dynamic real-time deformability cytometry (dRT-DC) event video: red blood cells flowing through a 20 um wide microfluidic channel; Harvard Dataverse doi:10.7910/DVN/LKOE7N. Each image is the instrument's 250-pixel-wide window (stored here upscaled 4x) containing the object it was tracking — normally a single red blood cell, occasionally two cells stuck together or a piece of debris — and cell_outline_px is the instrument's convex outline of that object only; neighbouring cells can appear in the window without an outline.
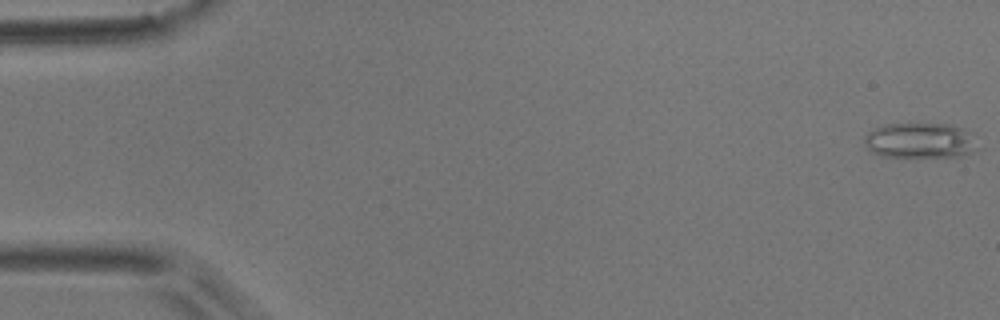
{"species": "common noctule bat (a hibernating species)", "species_latin": "Nyctalus noctula", "temperature_condition": "room temperature", "stored_images_in_passage": 54, "camera_frame_rate_fps": 3000, "um_per_image_px": 0.085, "animal": {"sex": "male", "body_mass_g": 17.9}, "frame": {"image": 1, "passage_image": 1, "time_ms": 0.0, "image_size_px": [1000, 320], "cell_outline_px": [[972, 152], [964, 156], [880, 156], [872, 152], [868, 148], [864, 140], [864, 136], [868, 132], [884, 124], [952, 124], [960, 128]], "centroid_in_image_um": [77.98, 11.94], "position_along_channel_um": 7.0, "area_um2": 21.96}}
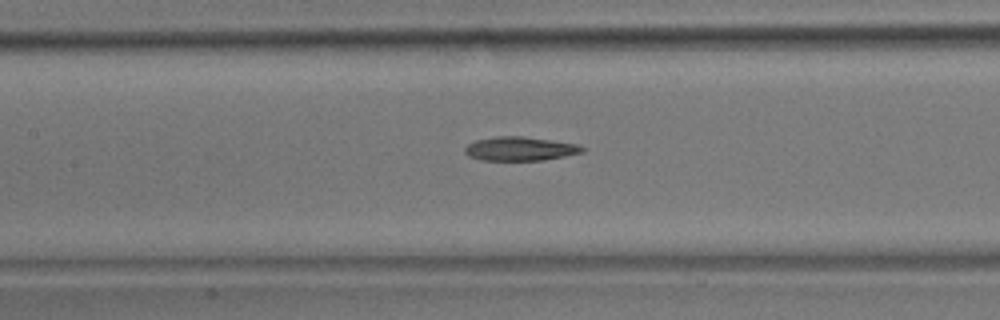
{"frame": {"image": 2, "passage_image": 25, "time_ms": 8.0, "image_size_px": [1000, 320], "cell_outline_px": [[584, 152], [544, 160], [480, 160], [468, 156], [464, 152], [464, 148], [468, 144], [476, 140], [496, 136], [524, 136], [552, 140], [576, 144], [584, 148]], "centroid_in_image_um": [44.17, 12.64], "position_along_channel_um": 163.2, "area_um2": 16.36}}
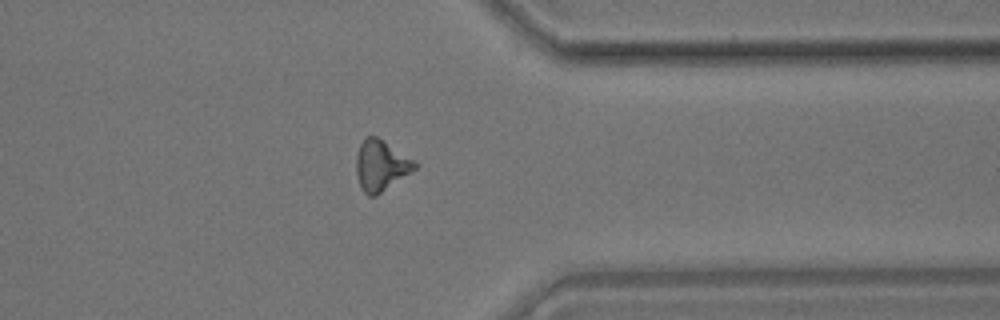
{"frame": {"image": 3, "passage_image": 43, "time_ms": 14.0, "image_size_px": [1000, 320], "cell_outline_px": [[420, 164], [412, 172], [376, 196], [368, 196], [364, 192], [356, 176], [356, 156], [360, 144], [368, 136], [376, 136], [384, 140]], "centroid_in_image_um": [32.39, 14.07], "position_along_channel_um": 379.0, "area_um2": 17.34}, "authors_computed_cell_mechanics": {"area_um2": 16.8487, "velocity_mm_per_s": 3.7215, "shape_relaxation_time_tau1_ms": null, "shape_relaxation_time_tau2_ms": 7.8603, "deformation_change_tau1": null, "deformation_change_tau2": 0.2123}}